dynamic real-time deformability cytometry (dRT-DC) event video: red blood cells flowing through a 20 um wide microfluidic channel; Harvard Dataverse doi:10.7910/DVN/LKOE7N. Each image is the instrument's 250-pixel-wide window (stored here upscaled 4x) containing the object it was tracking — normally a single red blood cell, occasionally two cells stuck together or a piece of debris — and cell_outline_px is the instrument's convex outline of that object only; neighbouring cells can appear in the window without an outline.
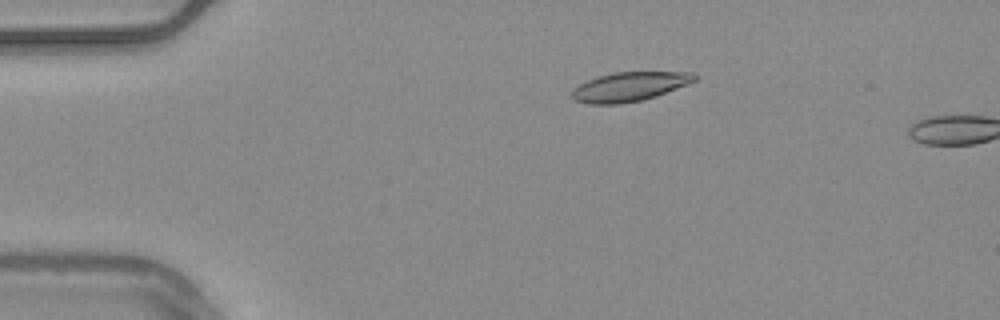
{"species": "common noctule bat (a hibernating species)", "species_latin": "Nyctalus noctula", "temperature_condition": "warm", "stored_images_in_passage": 13, "camera_frame_rate_fps": 3000, "um_per_image_px": 0.085, "animal": {"sex": "male", "body_mass_g": 20.4}, "frame": {"image": 1, "passage_image": 11, "time_ms": 3.333, "image_size_px": [1000, 320], "cell_outline_px": [[696, 80], [688, 84], [656, 96], [640, 100], [620, 104], [588, 104], [576, 100], [572, 96], [572, 88], [588, 80], [600, 76], [616, 72], [696, 72]], "centroid_in_image_um": [53.52, 7.36], "position_along_channel_um": 31.5, "area_um2": 20.69}}